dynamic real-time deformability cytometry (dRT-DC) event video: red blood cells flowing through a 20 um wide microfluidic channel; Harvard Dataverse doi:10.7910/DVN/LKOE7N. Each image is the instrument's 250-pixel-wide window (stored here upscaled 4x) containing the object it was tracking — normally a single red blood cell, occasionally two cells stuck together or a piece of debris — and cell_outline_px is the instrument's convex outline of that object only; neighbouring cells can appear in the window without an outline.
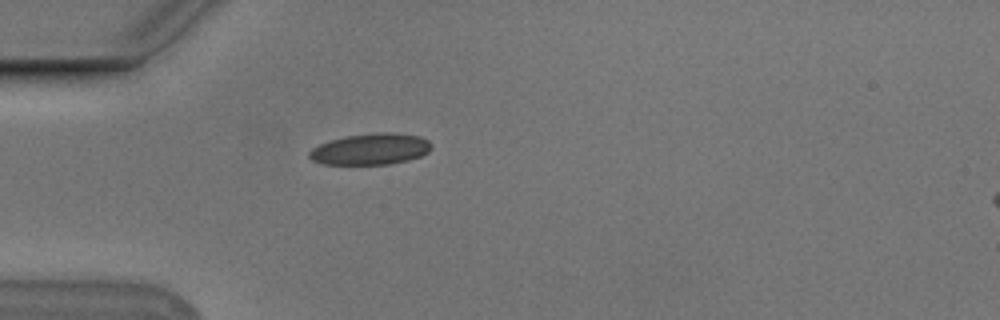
{"species": "Egyptian fruit bat (a non-hibernating species)", "species_latin": "Rousettus aegyptiacus", "temperature_condition": "cold", "stored_images_in_passage": 29, "camera_frame_rate_fps": 3000, "um_per_image_px": 0.085, "animal": {"sex": "male"}, "frame": {"image": 1, "passage_image": 1, "time_ms": 0.0, "image_size_px": [1000, 320], "cell_outline_px": [[432, 148], [428, 152], [420, 156], [408, 160], [388, 164], [324, 164], [312, 160], [308, 156], [308, 152], [312, 148], [320, 144], [332, 140], [348, 136], [376, 132], [392, 132], [420, 136], [428, 140], [432, 144]], "centroid_in_image_um": [31.52, 12.67], "position_along_channel_um": 53.5, "area_um2": 22.2}}
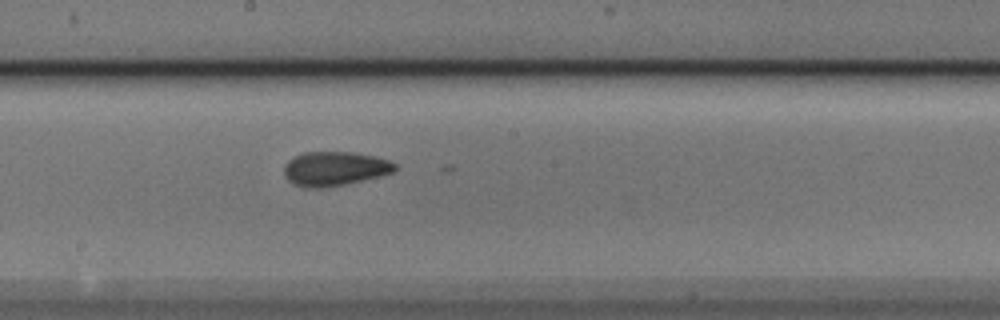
{"frame": {"image": 2, "passage_image": 15, "time_ms": 4.667, "image_size_px": [1000, 320], "cell_outline_px": [[396, 168], [392, 172], [344, 184], [324, 188], [304, 188], [288, 180], [284, 176], [284, 164], [288, 160], [304, 152], [352, 152], [376, 156], [388, 160], [396, 164]], "centroid_in_image_um": [28.4, 14.33], "position_along_channel_um": 219.8, "area_um2": 21.91}}
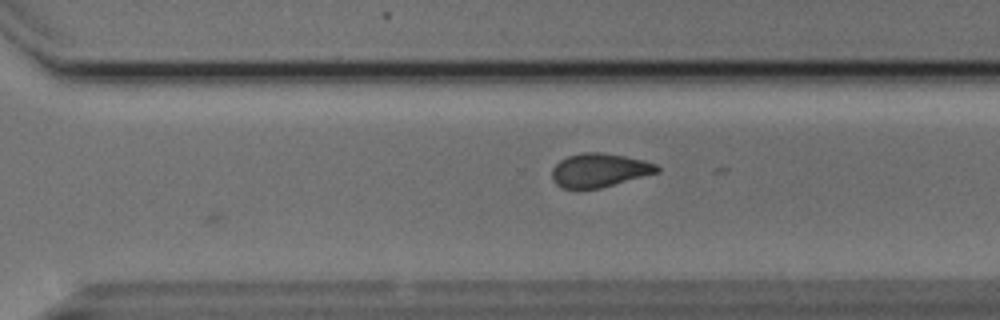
{"frame": {"image": 3, "passage_image": 23, "time_ms": 7.333, "image_size_px": [1000, 320], "cell_outline_px": [[660, 172], [600, 188], [564, 188], [556, 184], [552, 180], [552, 168], [560, 160], [568, 156], [584, 152], [600, 152], [624, 156], [644, 160], [656, 164], [660, 168]], "centroid_in_image_um": [50.95, 14.46], "position_along_channel_um": 319.6, "area_um2": 20.58}}